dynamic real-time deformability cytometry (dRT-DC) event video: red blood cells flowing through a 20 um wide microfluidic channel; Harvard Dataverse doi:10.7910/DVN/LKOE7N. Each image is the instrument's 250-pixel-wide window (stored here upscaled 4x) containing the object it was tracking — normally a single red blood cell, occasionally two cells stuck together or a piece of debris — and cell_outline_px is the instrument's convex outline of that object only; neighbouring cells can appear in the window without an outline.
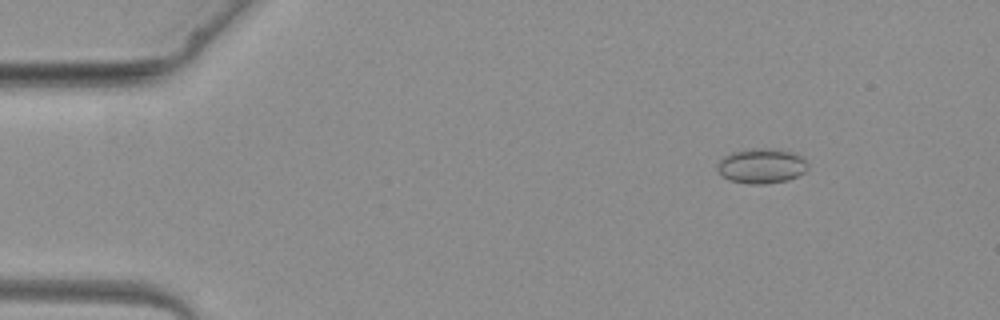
{"species": "common noctule bat (a hibernating species)", "species_latin": "Nyctalus noctula", "temperature_condition": "warm", "stored_images_in_passage": 2, "camera_frame_rate_fps": 3000, "um_per_image_px": 0.085, "animal": {"sex": "female", "body_mass_g": 19.3, "forearm_length_mm": 54.1}, "frame": {"image": 1, "passage_image": 1, "time_ms": 0.0, "image_size_px": [1000, 320], "cell_outline_px": [[808, 168], [804, 172], [788, 180], [764, 184], [748, 184], [728, 180], [716, 168], [716, 164], [724, 156], [732, 152], [752, 148], [764, 148], [792, 152], [804, 156], [808, 164]], "centroid_in_image_um": [64.73, 14.1], "position_along_channel_um": 20.3, "area_um2": 18.5}}